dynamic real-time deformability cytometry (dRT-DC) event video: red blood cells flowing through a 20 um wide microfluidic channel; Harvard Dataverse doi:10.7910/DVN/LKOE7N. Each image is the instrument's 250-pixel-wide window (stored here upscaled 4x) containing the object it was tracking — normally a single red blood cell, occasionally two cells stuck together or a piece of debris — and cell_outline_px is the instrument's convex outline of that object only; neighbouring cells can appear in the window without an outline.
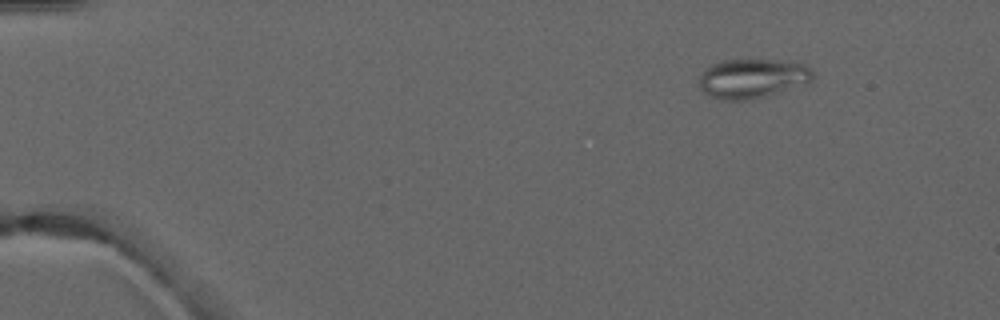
{"species": "common noctule bat (a hibernating species)", "species_latin": "Nyctalus noctula", "temperature_condition": "warm", "stored_images_in_passage": 5, "camera_frame_rate_fps": 3000, "um_per_image_px": 0.085, "animal": {"sex": "male", "forearm_length_mm": 52.5}, "frame": {"image": 1, "passage_image": 2, "time_ms": 1.0, "image_size_px": [1000, 320], "cell_outline_px": [[812, 80], [808, 84], [764, 96], [744, 100], [724, 100], [712, 96], [704, 92], [700, 88], [700, 76], [704, 68], [712, 64], [724, 60], [776, 60], [804, 64], [812, 72]], "centroid_in_image_um": [63.94, 6.66], "position_along_channel_um": 21.1, "area_um2": 25.84}}